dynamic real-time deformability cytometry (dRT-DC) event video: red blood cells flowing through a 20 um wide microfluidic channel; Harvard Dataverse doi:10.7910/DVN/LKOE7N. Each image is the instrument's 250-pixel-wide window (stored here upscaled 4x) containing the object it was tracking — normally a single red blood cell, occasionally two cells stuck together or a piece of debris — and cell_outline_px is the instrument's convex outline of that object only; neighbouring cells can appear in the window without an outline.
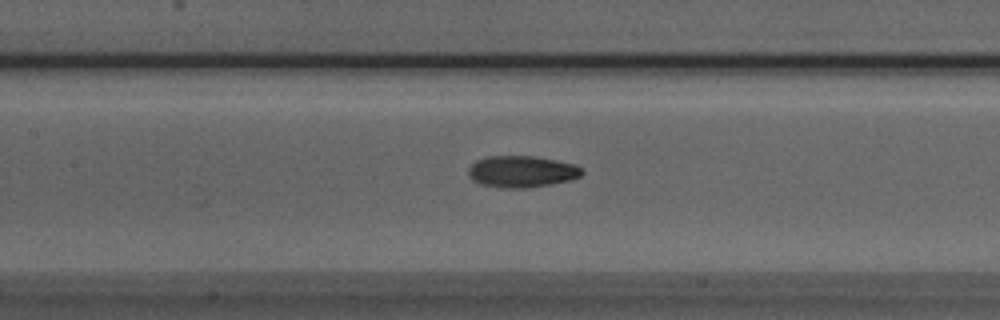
{"species": "Egyptian fruit bat (a non-hibernating species)", "species_latin": "Rousettus aegyptiacus", "temperature_condition": "room temperature", "stored_images_in_passage": 51, "camera_frame_rate_fps": 3000, "um_per_image_px": 0.085, "animal": {"sex": "male"}, "frame": {"image": 1, "passage_image": 23, "time_ms": 7.333, "image_size_px": [1000, 320], "cell_outline_px": [[584, 172], [580, 176], [572, 180], [524, 188], [504, 188], [480, 184], [472, 180], [468, 176], [468, 168], [476, 160], [488, 156], [536, 156], [576, 164], [584, 168]], "centroid_in_image_um": [44.36, 14.57], "position_along_channel_um": 163.0, "area_um2": 21.1}}
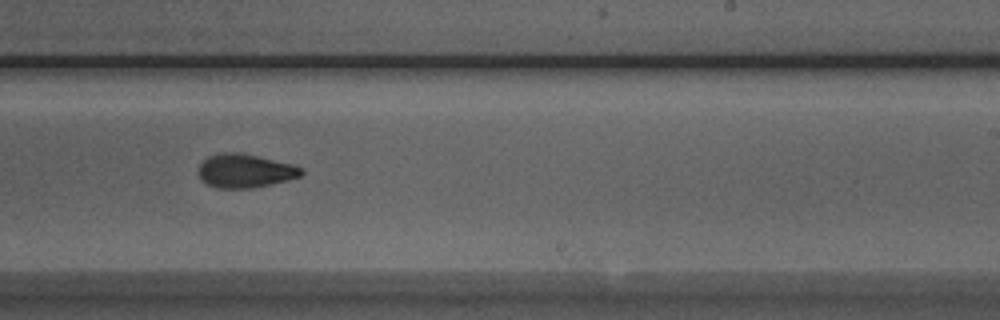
{"frame": {"image": 2, "passage_image": 31, "time_ms": 10.0, "image_size_px": [1000, 320], "cell_outline_px": [[304, 172], [300, 176], [288, 180], [272, 184], [252, 188], [216, 188], [204, 184], [200, 180], [196, 172], [196, 168], [208, 156], [220, 152], [240, 152], [296, 164], [304, 168]], "centroid_in_image_um": [20.8, 14.52], "position_along_channel_um": 268.2, "area_um2": 20.87}}
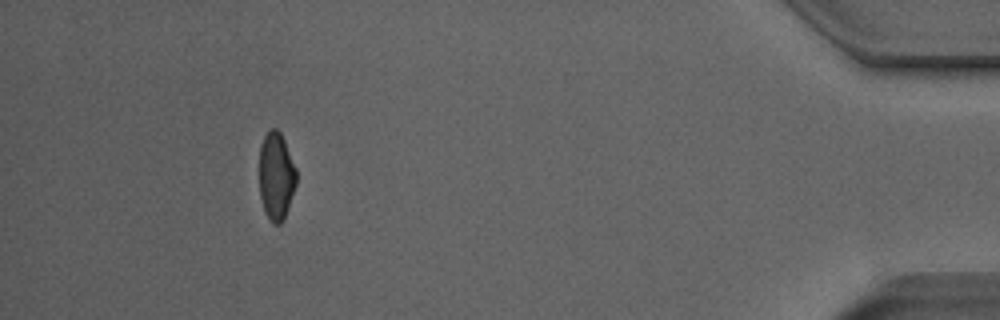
{"frame": {"image": 3, "passage_image": 47, "time_ms": 15.333, "image_size_px": [1000, 320], "cell_outline_px": [[296, 184], [284, 220], [280, 224], [272, 224], [264, 212], [260, 196], [260, 144], [268, 128], [276, 128], [280, 132], [284, 140], [296, 168]], "centroid_in_image_um": [23.47, 14.97], "position_along_channel_um": 411.7, "area_um2": 19.07}, "authors_computed_cell_mechanics": {"area_um2": 20.0566, "velocity_mm_per_s": 3.9517, "shape_relaxation_time_tau1_ms": 5.4986, "shape_relaxation_time_tau2_ms": 1.7901, "deformation_change_tau1": 0.1623, "deformation_change_tau2": 0.065}}